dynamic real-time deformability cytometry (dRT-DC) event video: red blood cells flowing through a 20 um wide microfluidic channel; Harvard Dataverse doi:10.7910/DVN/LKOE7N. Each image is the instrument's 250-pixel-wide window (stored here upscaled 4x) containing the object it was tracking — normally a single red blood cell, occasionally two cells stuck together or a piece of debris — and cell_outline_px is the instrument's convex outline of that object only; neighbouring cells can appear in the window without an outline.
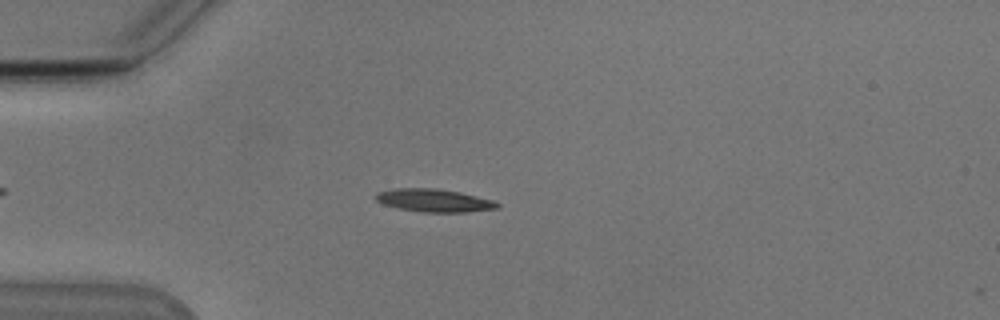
{"species": "Egyptian fruit bat (a non-hibernating species)", "species_latin": "Rousettus aegyptiacus", "temperature_condition": "cold", "stored_images_in_passage": 12, "camera_frame_rate_fps": 3000, "um_per_image_px": 0.085, "animal": {"sex": "male"}, "frame": {"image": 1, "passage_image": 10, "time_ms": 3.0, "image_size_px": [1000, 320], "cell_outline_px": [[500, 208], [464, 212], [424, 212], [400, 208], [384, 204], [376, 200], [376, 196], [380, 192], [396, 188], [436, 188], [460, 192], [492, 200], [500, 204]], "centroid_in_image_um": [36.94, 17.03], "position_along_channel_um": 48.1, "area_um2": 15.95}}